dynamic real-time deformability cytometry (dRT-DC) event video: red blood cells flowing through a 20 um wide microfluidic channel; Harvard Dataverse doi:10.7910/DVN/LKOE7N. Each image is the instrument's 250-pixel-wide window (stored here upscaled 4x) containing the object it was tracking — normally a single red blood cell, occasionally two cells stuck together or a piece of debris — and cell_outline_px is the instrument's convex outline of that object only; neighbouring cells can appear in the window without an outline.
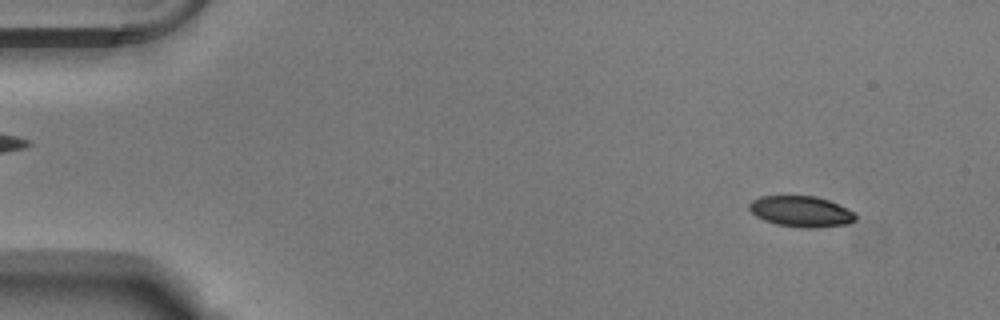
{"species": "Egyptian fruit bat (a non-hibernating species)", "species_latin": "Rousettus aegyptiacus", "temperature_condition": "warm", "stored_images_in_passage": 54, "camera_frame_rate_fps": 3000, "um_per_image_px": 0.085, "animal": {"sex": "male"}, "frame": {"image": 1, "passage_image": 5, "time_ms": 1.333, "image_size_px": [1000, 320], "cell_outline_px": [[856, 220], [848, 224], [812, 228], [800, 228], [776, 224], [764, 220], [756, 216], [748, 208], [748, 204], [752, 200], [760, 196], [816, 196], [828, 200], [848, 208], [856, 212]], "centroid_in_image_um": [68.11, 17.97], "position_along_channel_um": 16.9, "area_um2": 19.31}}
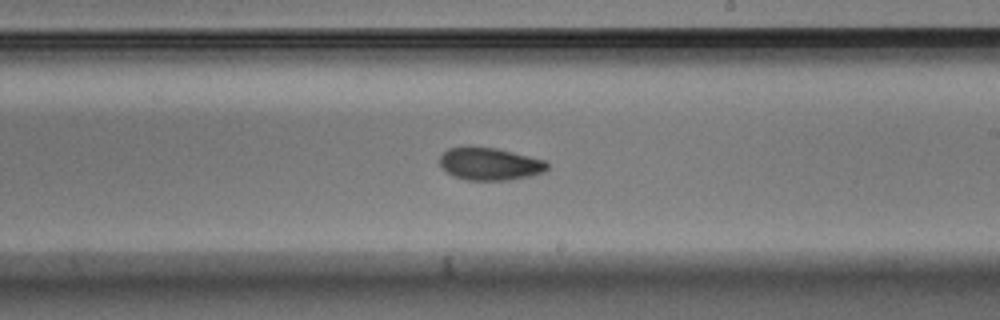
{"frame": {"image": 2, "passage_image": 32, "time_ms": 10.333, "image_size_px": [1000, 320], "cell_outline_px": [[548, 168], [544, 172], [532, 176], [508, 180], [464, 180], [452, 176], [440, 164], [440, 156], [448, 148], [496, 148], [544, 160], [548, 164]], "centroid_in_image_um": [41.65, 13.96], "position_along_channel_um": 247.3, "area_um2": 20.06}}
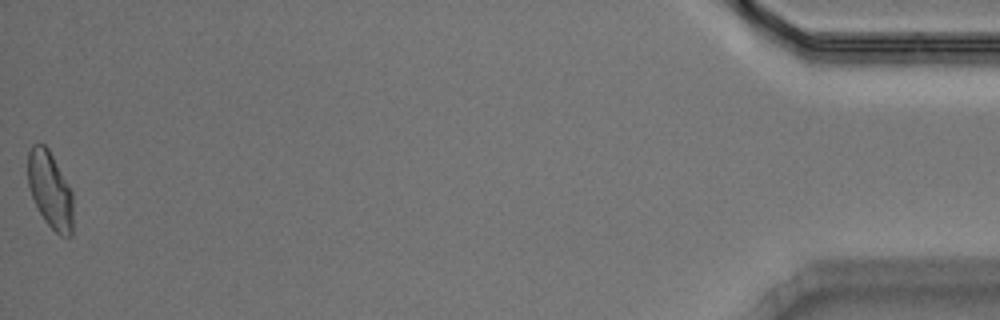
{"frame": {"image": 3, "passage_image": 54, "time_ms": 17.667, "image_size_px": [1000, 320], "cell_outline_px": [[72, 236], [60, 236], [44, 220], [32, 196], [28, 184], [28, 152], [32, 144], [44, 144], [48, 148], [68, 184], [72, 192]], "centroid_in_image_um": [4.26, 16.14], "position_along_channel_um": 430.9, "area_um2": 19.94}, "authors_computed_cell_mechanics": {"area_um2": 20.1722, "velocity_mm_per_s": 3.7701, "shape_relaxation_time_tau1_ms": 3.4743, "shape_relaxation_time_tau2_ms": 3.1562, "deformation_change_tau1": 0.1114, "deformation_change_tau2": 0.0756}}